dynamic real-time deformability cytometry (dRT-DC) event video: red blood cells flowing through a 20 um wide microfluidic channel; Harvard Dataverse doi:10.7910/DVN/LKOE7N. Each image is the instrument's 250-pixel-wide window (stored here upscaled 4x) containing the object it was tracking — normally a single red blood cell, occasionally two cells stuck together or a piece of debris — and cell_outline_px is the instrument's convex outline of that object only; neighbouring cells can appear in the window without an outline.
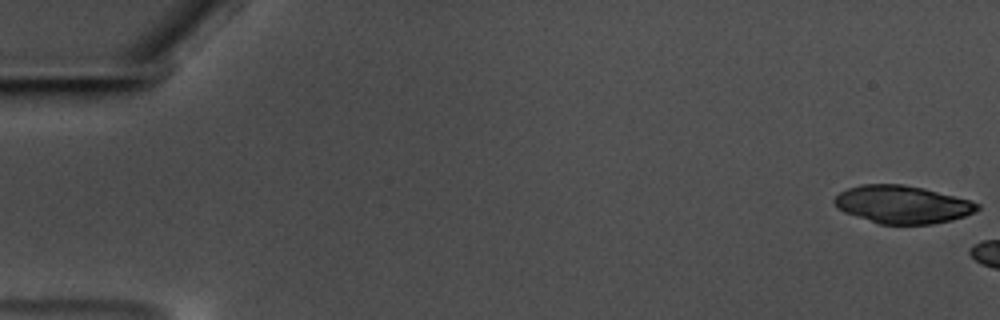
{"species": "common noctule bat (a hibernating species)", "species_latin": "Nyctalus noctula", "temperature_condition": "warm", "stored_images_in_passage": 6, "camera_frame_rate_fps": 3000, "um_per_image_px": 0.085, "animal": {"sex": "male", "body_mass_g": 17.5, "forearm_length_mm": 52.3}, "frame": {"image": 1, "passage_image": 1, "time_ms": 0.0, "image_size_px": [1000, 320], "cell_outline_px": [[980, 208], [976, 212], [952, 220], [932, 224], [880, 224], [844, 212], [832, 200], [840, 192], [848, 188], [860, 184], [904, 184], [924, 188], [968, 200], [980, 204]], "centroid_in_image_um": [76.71, 17.38], "position_along_channel_um": 8.3, "area_um2": 31.33}}